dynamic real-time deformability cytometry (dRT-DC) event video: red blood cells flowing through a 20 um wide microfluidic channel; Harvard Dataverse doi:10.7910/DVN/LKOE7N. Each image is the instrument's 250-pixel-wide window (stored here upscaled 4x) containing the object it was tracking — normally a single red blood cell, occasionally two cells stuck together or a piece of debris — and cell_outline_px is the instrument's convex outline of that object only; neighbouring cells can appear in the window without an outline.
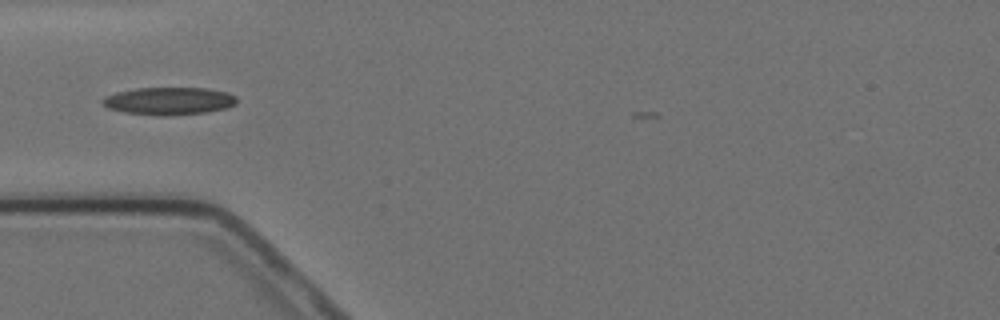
{"species": "Egyptian fruit bat (a non-hibernating species)", "species_latin": "Rousettus aegyptiacus", "temperature_condition": "cold", "stored_images_in_passage": 6, "segment_of_instrument_passage": [2, 2], "camera_frame_rate_fps": 3000, "um_per_image_px": 0.085, "animal": {"sex": "female"}, "frame": {"image": 1, "passage_image": 5, "time_ms": 5.333, "image_size_px": [1000, 320], "cell_outline_px": [[236, 104], [228, 108], [208, 112], [124, 112], [108, 108], [100, 100], [104, 96], [116, 92], [136, 88], [208, 88], [228, 92], [236, 96]], "centroid_in_image_um": [14.4, 8.52], "position_along_channel_um": 70.6, "area_um2": 20.52}}